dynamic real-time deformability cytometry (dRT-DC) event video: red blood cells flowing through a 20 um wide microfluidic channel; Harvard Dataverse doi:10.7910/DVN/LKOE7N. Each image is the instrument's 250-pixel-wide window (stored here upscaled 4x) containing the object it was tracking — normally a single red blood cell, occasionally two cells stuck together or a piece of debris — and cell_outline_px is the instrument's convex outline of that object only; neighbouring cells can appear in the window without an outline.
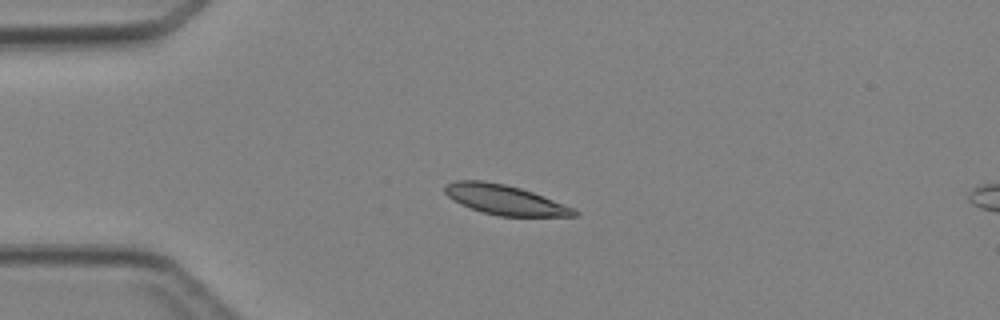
{"species": "Egyptian fruit bat (a non-hibernating species)", "species_latin": "Rousettus aegyptiacus", "temperature_condition": "cold", "stored_images_in_passage": 4, "camera_frame_rate_fps": 3000, "um_per_image_px": 0.085, "animal": {"sex": "female"}, "frame": {"image": 1, "passage_image": 3, "time_ms": 3.0, "image_size_px": [1000, 320], "cell_outline_px": [[580, 212], [576, 216], [500, 216], [484, 212], [460, 204], [448, 196], [444, 192], [444, 188], [448, 184], [456, 180], [484, 180], [504, 184], [520, 188], [544, 196], [576, 208]], "centroid_in_image_um": [42.96, 16.98], "position_along_channel_um": 42.0, "area_um2": 22.37}}